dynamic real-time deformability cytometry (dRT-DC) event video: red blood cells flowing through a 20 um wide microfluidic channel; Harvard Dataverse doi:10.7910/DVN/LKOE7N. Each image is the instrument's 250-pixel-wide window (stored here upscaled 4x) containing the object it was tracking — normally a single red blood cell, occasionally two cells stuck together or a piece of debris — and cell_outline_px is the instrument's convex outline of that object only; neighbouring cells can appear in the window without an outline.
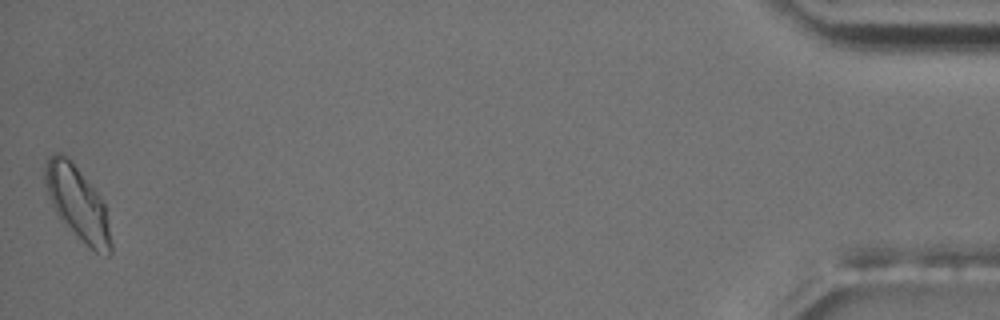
{"species": "common noctule bat (a hibernating species)", "species_latin": "Nyctalus noctula", "temperature_condition": "room temperature", "stored_images_in_passage": 55, "camera_frame_rate_fps": 3000, "um_per_image_px": 0.085, "animal": {"sex": "male", "body_mass_g": 17.5, "forearm_length_mm": 52.3}, "frame": {"image": 1, "passage_image": 55, "time_ms": 18.0, "image_size_px": [1000, 320], "cell_outline_px": [[112, 256], [108, 256], [96, 252], [60, 220], [52, 204], [44, 184], [44, 168], [48, 156], [56, 152], [60, 152], [72, 160], [100, 196], [104, 204], [112, 244]], "centroid_in_image_um": [6.58, 17.24], "position_along_channel_um": 428.6, "area_um2": 28.03}, "authors_computed_cell_mechanics": {"area_um2": 22.4842, "velocity_mm_per_s": 3.6755, "shape_relaxation_time_tau1_ms": 2.5126, "shape_relaxation_time_tau2_ms": 7.3968, "deformation_change_tau1": 0.1248, "deformation_change_tau2": 0.1182}}